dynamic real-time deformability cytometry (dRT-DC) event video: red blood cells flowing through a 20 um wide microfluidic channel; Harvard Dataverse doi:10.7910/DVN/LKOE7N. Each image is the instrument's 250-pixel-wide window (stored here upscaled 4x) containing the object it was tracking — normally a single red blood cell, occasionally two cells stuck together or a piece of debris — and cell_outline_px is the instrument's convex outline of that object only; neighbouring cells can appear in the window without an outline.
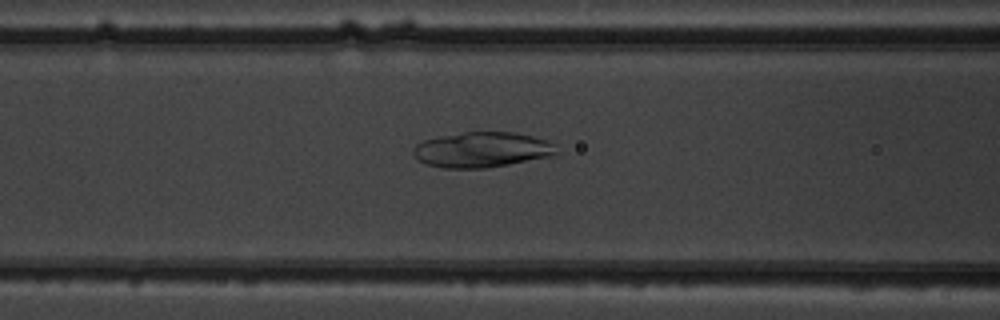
{"species": "common noctule bat (a hibernating species)", "species_latin": "Nyctalus noctula", "temperature_condition": "warm", "stored_images_in_passage": 6, "camera_frame_rate_fps": 3000, "um_per_image_px": 0.085, "animal": {"sex": "male", "body_mass_g": 19.5, "forearm_length_mm": 54.6}, "frame": {"image": 1, "passage_image": 6, "time_ms": 6.667, "image_size_px": [1000, 320], "cell_outline_px": [[556, 152], [552, 156], [488, 168], [444, 168], [428, 164], [420, 160], [412, 152], [412, 148], [416, 144], [424, 140], [440, 136], [464, 132], [516, 132], [532, 136], [556, 144]], "centroid_in_image_um": [40.97, 12.72], "position_along_channel_um": 125.6, "area_um2": 29.36}}